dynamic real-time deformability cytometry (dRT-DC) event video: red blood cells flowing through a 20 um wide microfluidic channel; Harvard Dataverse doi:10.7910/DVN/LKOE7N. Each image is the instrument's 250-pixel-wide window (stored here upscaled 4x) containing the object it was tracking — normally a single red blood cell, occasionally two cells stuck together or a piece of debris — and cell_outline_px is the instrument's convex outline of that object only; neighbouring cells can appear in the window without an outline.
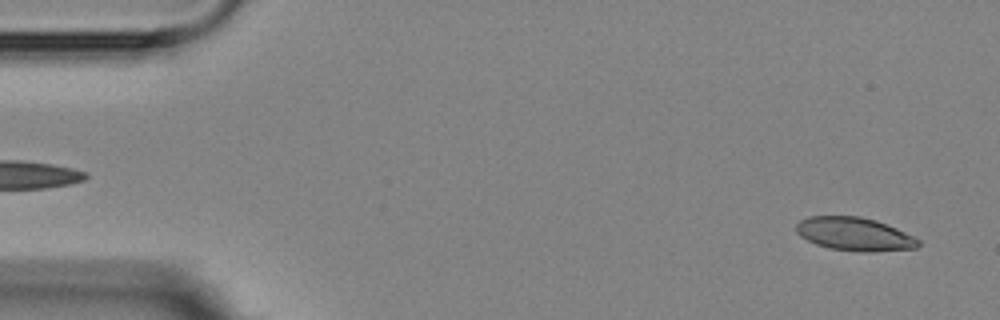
{"species": "Egyptian fruit bat (a non-hibernating species)", "species_latin": "Rousettus aegyptiacus", "temperature_condition": "room temperature", "stored_images_in_passage": 2, "segment_of_instrument_passage": [2, 2], "camera_frame_rate_fps": 3000, "um_per_image_px": 0.085, "animal": {"sex": "female"}, "frame": {"image": 1, "passage_image": 2, "time_ms": 1.0, "image_size_px": [1000, 320], "cell_outline_px": [[920, 244], [916, 248], [876, 252], [860, 252], [828, 248], [816, 244], [800, 236], [796, 232], [796, 224], [800, 220], [808, 216], [860, 216], [876, 220], [896, 228], [920, 240]], "centroid_in_image_um": [72.62, 19.9], "position_along_channel_um": 12.4, "area_um2": 23.81}}